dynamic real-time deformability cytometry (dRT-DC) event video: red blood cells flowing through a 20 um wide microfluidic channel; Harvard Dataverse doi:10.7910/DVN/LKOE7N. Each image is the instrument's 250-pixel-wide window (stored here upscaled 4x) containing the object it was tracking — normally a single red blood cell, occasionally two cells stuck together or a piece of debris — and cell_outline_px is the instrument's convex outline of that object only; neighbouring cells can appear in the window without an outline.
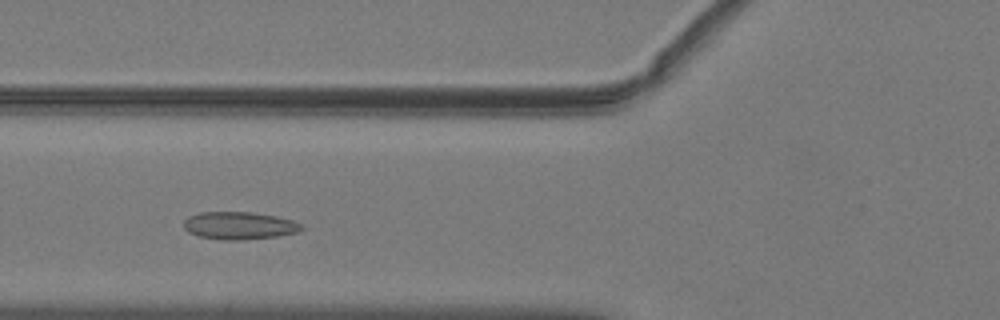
{"species": "common noctule bat (a hibernating species)", "species_latin": "Nyctalus noctula", "temperature_condition": "warm", "stored_images_in_passage": 39, "camera_frame_rate_fps": 3000, "um_per_image_px": 0.085, "animal": {"sex": "male", "body_mass_g": 19.2, "forearm_length_mm": 51.8}, "frame": {"image": 1, "passage_image": 8, "time_ms": 2.333, "image_size_px": [1000, 320], "cell_outline_px": [[304, 228], [296, 232], [276, 236], [240, 240], [224, 240], [196, 236], [188, 232], [184, 228], [184, 220], [188, 216], [200, 212], [248, 212], [276, 216], [292, 220], [304, 224]], "centroid_in_image_um": [20.31, 19.17], "position_along_channel_um": 105.5, "area_um2": 18.96}}
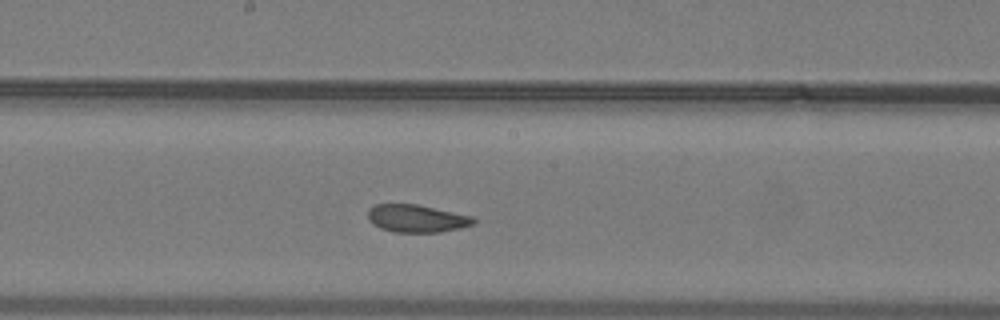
{"frame": {"image": 2, "passage_image": 16, "time_ms": 5.0, "image_size_px": [1000, 320], "cell_outline_px": [[476, 220], [472, 224], [460, 228], [440, 232], [396, 232], [380, 228], [372, 224], [368, 220], [368, 208], [376, 204], [416, 204], [472, 216]], "centroid_in_image_um": [35.37, 18.57], "position_along_channel_um": 212.8, "area_um2": 16.94}}
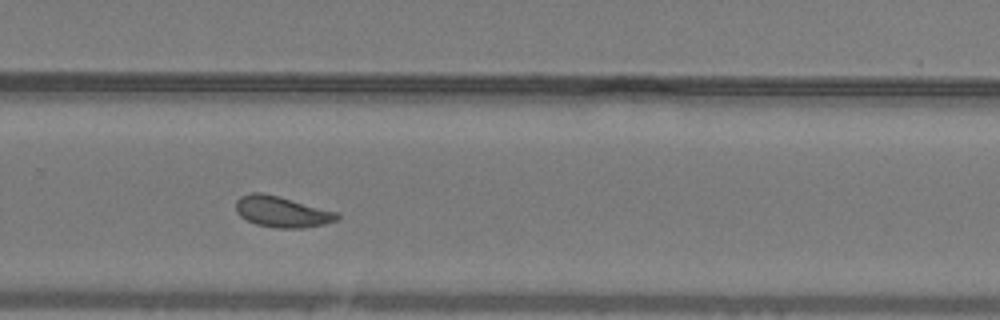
{"frame": {"image": 3, "passage_image": 23, "time_ms": 7.333, "image_size_px": [1000, 320], "cell_outline_px": [[340, 216], [336, 220], [324, 224], [304, 228], [276, 228], [256, 224], [240, 216], [236, 212], [236, 200], [240, 196], [252, 192], [260, 192], [340, 212]], "centroid_in_image_um": [23.97, 18.0], "position_along_channel_um": 305.8, "area_um2": 18.21}, "authors_computed_cell_mechanics": {"area_um2": 17.9758, "velocity_mm_per_s": 4.0178, "shape_relaxation_time_tau1_ms": 5.1017, "shape_relaxation_time_tau2_ms": 1.4747, "deformation_change_tau1": 0.1292, "deformation_change_tau2": 0.0701}}